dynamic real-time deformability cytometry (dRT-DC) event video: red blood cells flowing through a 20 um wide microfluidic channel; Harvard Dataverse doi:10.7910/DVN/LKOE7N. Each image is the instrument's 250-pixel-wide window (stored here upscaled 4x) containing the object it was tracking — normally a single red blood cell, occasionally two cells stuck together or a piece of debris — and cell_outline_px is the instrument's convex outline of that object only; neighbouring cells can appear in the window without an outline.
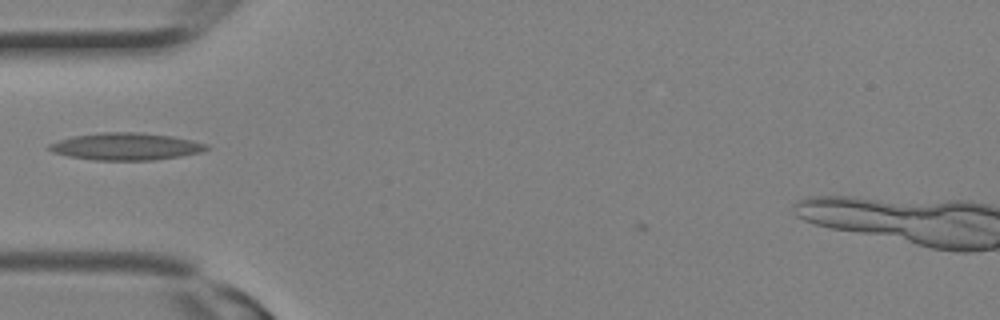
{"species": "Egyptian fruit bat (a non-hibernating species)", "species_latin": "Rousettus aegyptiacus", "temperature_condition": "room temperature", "stored_images_in_passage": 3, "camera_frame_rate_fps": 3000, "um_per_image_px": 0.085, "animal": {"sex": "female"}, "frame": {"image": 1, "passage_image": 1, "time_ms": 0.0, "image_size_px": [1000, 320], "cell_outline_px": [[208, 148], [200, 152], [180, 156], [152, 160], [92, 160], [68, 156], [52, 152], [44, 148], [48, 144], [72, 136], [100, 132], [140, 132], [172, 136], [192, 140], [208, 144]], "centroid_in_image_um": [10.65, 12.44], "position_along_channel_um": 74.4, "area_um2": 25.03}}